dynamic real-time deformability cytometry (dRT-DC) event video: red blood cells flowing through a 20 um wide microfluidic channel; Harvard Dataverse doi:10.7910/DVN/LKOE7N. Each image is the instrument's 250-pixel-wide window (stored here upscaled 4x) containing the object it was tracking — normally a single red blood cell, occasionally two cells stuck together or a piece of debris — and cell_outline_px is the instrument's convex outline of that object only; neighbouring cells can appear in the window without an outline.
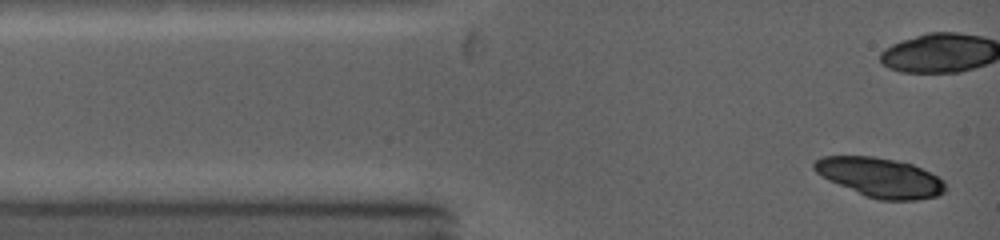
{"species": "common noctule bat (a hibernating species)", "species_latin": "Nyctalus noctula", "temperature_condition": "warm", "stored_images_in_passage": 2, "camera_frame_rate_fps": 5000, "um_per_image_px": 0.085, "animal": {"sex": "female", "body_mass_g": 19.0, "forearm_length_mm": 53.3}, "frame": {"image": 1, "passage_image": 1, "time_ms": 0.0, "image_size_px": [1000, 240], "cell_outline_px": [[944, 192], [936, 196], [916, 200], [880, 200], [868, 196], [828, 180], [816, 172], [812, 168], [812, 164], [816, 160], [824, 156], [872, 156], [912, 164], [944, 180]], "centroid_in_image_um": [74.79, 15.08], "position_along_channel_um": 10.2, "area_um2": 29.59}}